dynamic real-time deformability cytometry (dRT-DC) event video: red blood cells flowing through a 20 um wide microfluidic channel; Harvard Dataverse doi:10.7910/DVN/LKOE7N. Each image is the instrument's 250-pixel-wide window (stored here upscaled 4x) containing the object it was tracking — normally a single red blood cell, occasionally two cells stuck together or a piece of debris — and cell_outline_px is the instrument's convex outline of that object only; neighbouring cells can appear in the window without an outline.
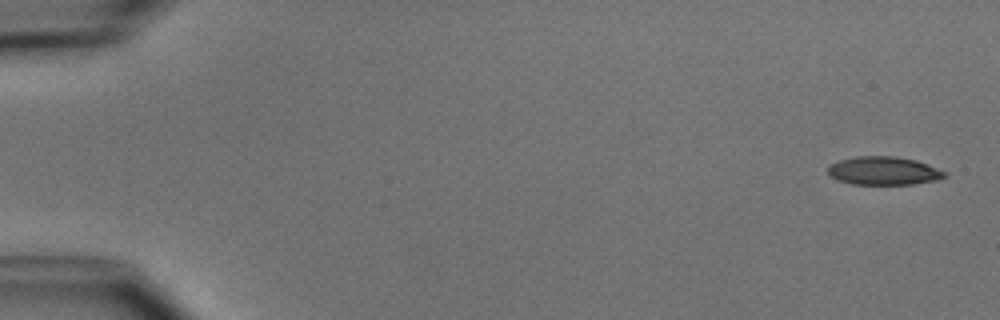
{"species": "common noctule bat (a hibernating species)", "species_latin": "Nyctalus noctula", "temperature_condition": "cold", "stored_images_in_passage": 6, "camera_frame_rate_fps": 3000, "um_per_image_px": 0.085, "animal": {"sex": "male", "body_mass_g": 15.6}, "frame": {"image": 1, "passage_image": 1, "time_ms": 0.0, "image_size_px": [1000, 320], "cell_outline_px": [[948, 172], [940, 180], [912, 184], [852, 184], [836, 180], [828, 172], [828, 168], [832, 164], [840, 160], [856, 156], [892, 156], [916, 160]], "centroid_in_image_um": [75.14, 14.52], "position_along_channel_um": 9.9, "area_um2": 19.19}}
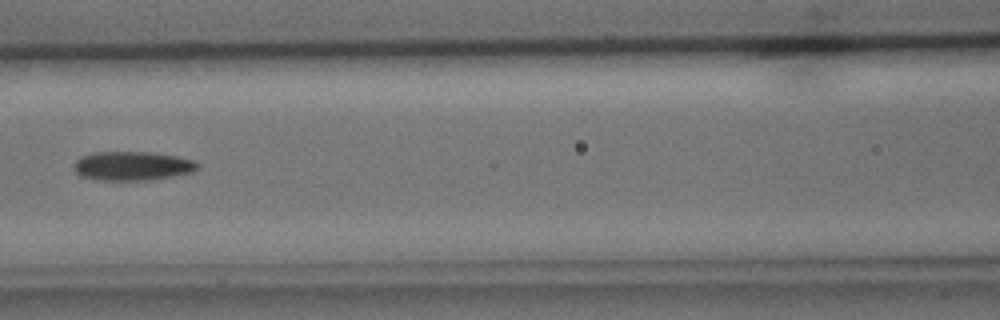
{"frame": {"image": 2, "passage_image": 6, "time_ms": 7.333, "image_size_px": [1000, 320], "cell_outline_px": [[200, 168], [192, 172], [152, 180], [96, 180], [80, 176], [72, 168], [72, 164], [80, 156], [92, 152], [148, 152], [176, 156], [196, 160], [200, 164]], "centroid_in_image_um": [11.23, 14.1], "position_along_channel_um": 155.4, "area_um2": 21.27}}